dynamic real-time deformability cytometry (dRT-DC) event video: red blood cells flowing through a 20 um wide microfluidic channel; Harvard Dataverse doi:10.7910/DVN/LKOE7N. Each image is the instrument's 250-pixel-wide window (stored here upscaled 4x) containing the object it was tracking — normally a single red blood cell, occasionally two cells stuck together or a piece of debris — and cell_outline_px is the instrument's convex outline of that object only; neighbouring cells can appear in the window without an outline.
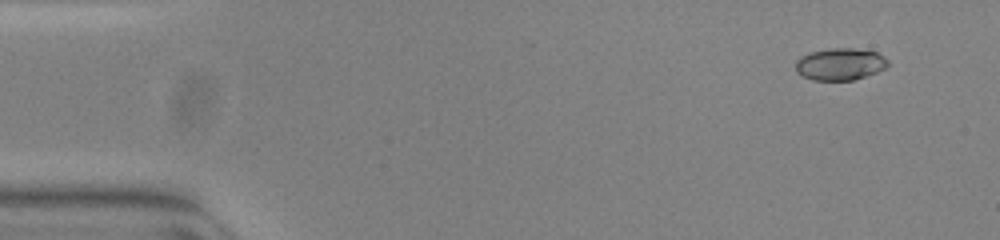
{"species": "common noctule bat (a hibernating species)", "species_latin": "Nyctalus noctula", "temperature_condition": "warm", "stored_images_in_passage": 53, "camera_frame_rate_fps": 3000, "um_per_image_px": 0.085, "animal": {"sex": "female", "body_mass_g": 23.0, "forearm_length_mm": 53.4}, "frame": {"image": 1, "passage_image": 4, "time_ms": 1.0, "image_size_px": [1000, 240], "cell_outline_px": [[888, 64], [884, 68], [876, 72], [852, 80], [812, 80], [796, 72], [796, 60], [800, 56], [812, 52], [828, 48], [852, 48], [876, 52], [884, 56], [888, 60]], "centroid_in_image_um": [71.39, 5.44], "position_along_channel_um": 13.6, "area_um2": 17.11}}
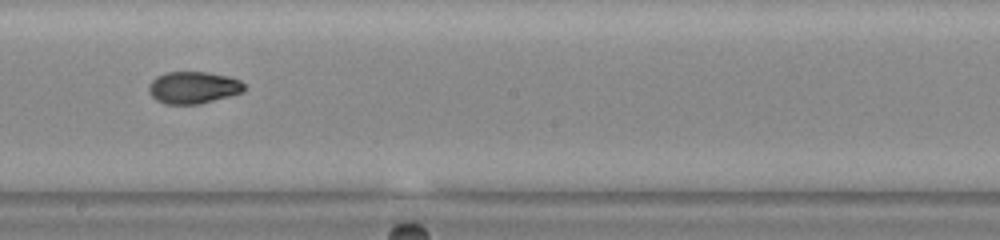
{"frame": {"image": 2, "passage_image": 30, "time_ms": 9.667, "image_size_px": [1000, 240], "cell_outline_px": [[244, 92], [200, 104], [164, 104], [156, 100], [148, 92], [148, 84], [156, 76], [164, 72], [208, 72], [228, 76], [240, 80], [244, 84]], "centroid_in_image_um": [16.4, 7.44], "position_along_channel_um": 231.8, "area_um2": 18.03}}
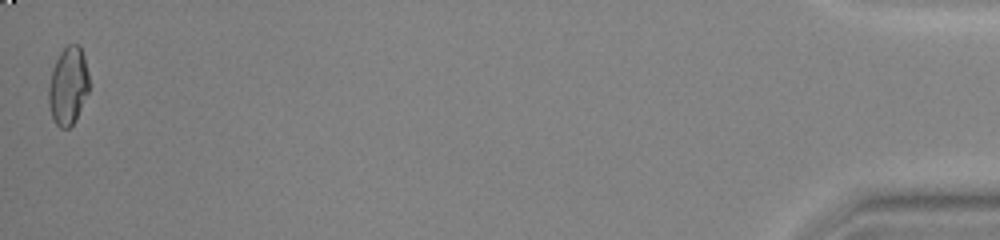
{"frame": {"image": 3, "passage_image": 53, "time_ms": 17.333, "image_size_px": [1000, 240], "cell_outline_px": [[88, 92], [76, 120], [68, 128], [60, 128], [56, 124], [52, 116], [48, 104], [48, 88], [52, 68], [60, 52], [68, 44], [80, 44], [84, 56], [88, 72]], "centroid_in_image_um": [5.78, 7.29], "position_along_channel_um": 429.4, "area_um2": 18.44}, "authors_computed_cell_mechanics": {"area_um2": 17.8602, "velocity_mm_per_s": 3.8661, "shape_relaxation_time_tau1_ms": null, "shape_relaxation_time_tau2_ms": 1.4905, "deformation_change_tau1": null, "deformation_change_tau2": 0.0473}}